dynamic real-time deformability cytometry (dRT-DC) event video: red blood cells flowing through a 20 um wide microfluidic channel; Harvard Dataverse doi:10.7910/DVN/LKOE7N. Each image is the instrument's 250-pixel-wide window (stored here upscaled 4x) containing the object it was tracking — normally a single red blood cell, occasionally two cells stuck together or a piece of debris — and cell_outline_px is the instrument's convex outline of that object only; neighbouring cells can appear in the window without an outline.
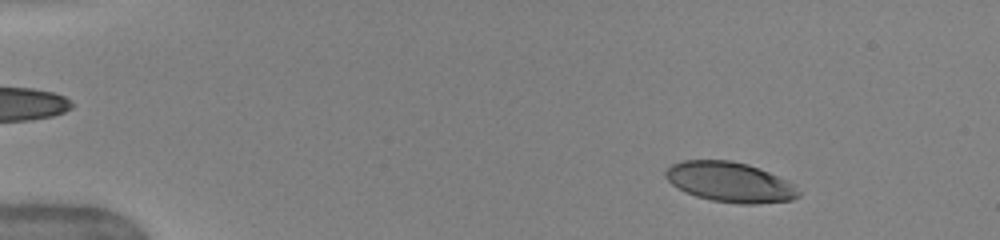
{"species": "human", "species_latin": "Homo sapiens", "temperature_condition": "warm", "stored_images_in_passage": 50, "camera_frame_rate_fps": 3000, "um_per_image_px": 0.085, "donor": {"sex": "female"}, "frame": {"image": 1, "passage_image": 6, "time_ms": 1.667, "image_size_px": [1000, 240], "cell_outline_px": [[800, 196], [792, 200], [756, 204], [740, 204], [712, 200], [696, 196], [684, 192], [672, 184], [664, 176], [664, 172], [672, 164], [684, 160], [732, 160], [748, 164], [760, 168], [788, 180], [796, 184], [800, 192]], "centroid_in_image_um": [62.08, 15.47], "position_along_channel_um": 22.9, "area_um2": 31.33}}
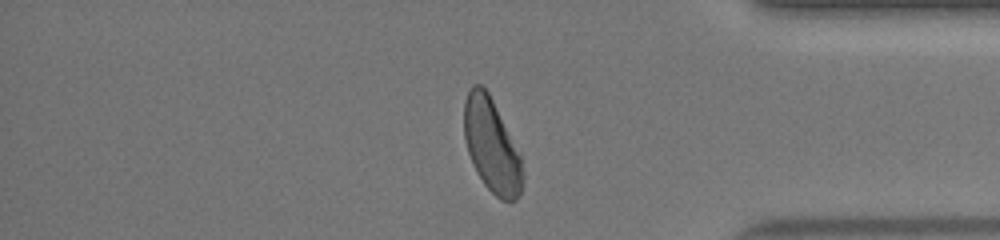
{"frame": {"image": 2, "passage_image": 42, "time_ms": 13.667, "image_size_px": [1000, 240], "cell_outline_px": [[524, 176], [520, 196], [516, 200], [500, 200], [484, 184], [472, 164], [464, 140], [464, 100], [472, 84], [480, 84], [488, 92], [520, 156], [524, 172]], "centroid_in_image_um": [41.78, 12.41], "position_along_channel_um": 393.4, "area_um2": 31.62}}
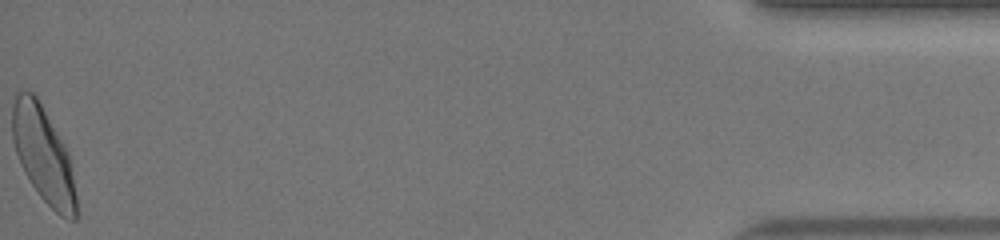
{"frame": {"image": 3, "passage_image": 50, "time_ms": 16.333, "image_size_px": [1000, 240], "cell_outline_px": [[80, 212], [76, 220], [68, 220], [60, 216], [40, 196], [24, 172], [20, 164], [12, 140], [12, 104], [16, 96], [20, 92], [32, 92], [36, 96], [64, 144], [68, 152]], "centroid_in_image_um": [3.71, 13.23], "position_along_channel_um": 431.5, "area_um2": 35.6}, "authors_computed_cell_mechanics": {"area_um2": 33.4662, "velocity_mm_per_s": 4.0451, "shape_relaxation_time_tau1_ms": 3.1757, "shape_relaxation_time_tau2_ms": 1.102, "deformation_change_tau1": 0.1581, "deformation_change_tau2": 0.0679}}